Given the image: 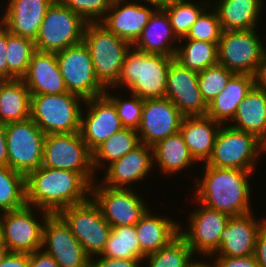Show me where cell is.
Segmentation results:
<instances>
[{"label": "cell", "mask_w": 266, "mask_h": 267, "mask_svg": "<svg viewBox=\"0 0 266 267\" xmlns=\"http://www.w3.org/2000/svg\"><path fill=\"white\" fill-rule=\"evenodd\" d=\"M141 144L137 130L123 128L92 152L94 171L106 168ZM105 165V166H104Z\"/></svg>", "instance_id": "33"}, {"label": "cell", "mask_w": 266, "mask_h": 267, "mask_svg": "<svg viewBox=\"0 0 266 267\" xmlns=\"http://www.w3.org/2000/svg\"><path fill=\"white\" fill-rule=\"evenodd\" d=\"M210 259L213 267H259L254 254L242 257L211 256Z\"/></svg>", "instance_id": "44"}, {"label": "cell", "mask_w": 266, "mask_h": 267, "mask_svg": "<svg viewBox=\"0 0 266 267\" xmlns=\"http://www.w3.org/2000/svg\"><path fill=\"white\" fill-rule=\"evenodd\" d=\"M0 166H8L7 138L4 123H0Z\"/></svg>", "instance_id": "51"}, {"label": "cell", "mask_w": 266, "mask_h": 267, "mask_svg": "<svg viewBox=\"0 0 266 267\" xmlns=\"http://www.w3.org/2000/svg\"><path fill=\"white\" fill-rule=\"evenodd\" d=\"M166 98L184 117L205 116L208 104L202 97L198 72L181 66L173 60L167 74Z\"/></svg>", "instance_id": "19"}, {"label": "cell", "mask_w": 266, "mask_h": 267, "mask_svg": "<svg viewBox=\"0 0 266 267\" xmlns=\"http://www.w3.org/2000/svg\"><path fill=\"white\" fill-rule=\"evenodd\" d=\"M81 114L80 134L87 147L93 152L105 140L124 127L118 117L114 103L105 95L85 99Z\"/></svg>", "instance_id": "17"}, {"label": "cell", "mask_w": 266, "mask_h": 267, "mask_svg": "<svg viewBox=\"0 0 266 267\" xmlns=\"http://www.w3.org/2000/svg\"><path fill=\"white\" fill-rule=\"evenodd\" d=\"M35 50L32 39L13 35L7 30L6 62L8 65V80L22 79L25 76Z\"/></svg>", "instance_id": "38"}, {"label": "cell", "mask_w": 266, "mask_h": 267, "mask_svg": "<svg viewBox=\"0 0 266 267\" xmlns=\"http://www.w3.org/2000/svg\"><path fill=\"white\" fill-rule=\"evenodd\" d=\"M29 267H59L53 257L42 248L29 253Z\"/></svg>", "instance_id": "46"}, {"label": "cell", "mask_w": 266, "mask_h": 267, "mask_svg": "<svg viewBox=\"0 0 266 267\" xmlns=\"http://www.w3.org/2000/svg\"><path fill=\"white\" fill-rule=\"evenodd\" d=\"M95 181L91 185V198L98 205L102 216L112 227L135 226L148 206L135 188H110ZM139 195V196H138Z\"/></svg>", "instance_id": "13"}, {"label": "cell", "mask_w": 266, "mask_h": 267, "mask_svg": "<svg viewBox=\"0 0 266 267\" xmlns=\"http://www.w3.org/2000/svg\"><path fill=\"white\" fill-rule=\"evenodd\" d=\"M42 249L59 267H91V258L58 214H50L44 222Z\"/></svg>", "instance_id": "16"}, {"label": "cell", "mask_w": 266, "mask_h": 267, "mask_svg": "<svg viewBox=\"0 0 266 267\" xmlns=\"http://www.w3.org/2000/svg\"><path fill=\"white\" fill-rule=\"evenodd\" d=\"M83 42L93 61L98 81L107 89L118 81L131 44L116 36L100 22H87Z\"/></svg>", "instance_id": "4"}, {"label": "cell", "mask_w": 266, "mask_h": 267, "mask_svg": "<svg viewBox=\"0 0 266 267\" xmlns=\"http://www.w3.org/2000/svg\"><path fill=\"white\" fill-rule=\"evenodd\" d=\"M257 29L223 31L218 43V64L236 74L254 75L266 53Z\"/></svg>", "instance_id": "12"}, {"label": "cell", "mask_w": 266, "mask_h": 267, "mask_svg": "<svg viewBox=\"0 0 266 267\" xmlns=\"http://www.w3.org/2000/svg\"><path fill=\"white\" fill-rule=\"evenodd\" d=\"M86 22H100L113 0H59Z\"/></svg>", "instance_id": "43"}, {"label": "cell", "mask_w": 266, "mask_h": 267, "mask_svg": "<svg viewBox=\"0 0 266 267\" xmlns=\"http://www.w3.org/2000/svg\"><path fill=\"white\" fill-rule=\"evenodd\" d=\"M195 257L186 240L179 234L168 245L144 257L146 267H187Z\"/></svg>", "instance_id": "39"}, {"label": "cell", "mask_w": 266, "mask_h": 267, "mask_svg": "<svg viewBox=\"0 0 266 267\" xmlns=\"http://www.w3.org/2000/svg\"><path fill=\"white\" fill-rule=\"evenodd\" d=\"M254 86L260 90L266 91V53L263 55L257 69L253 75Z\"/></svg>", "instance_id": "50"}, {"label": "cell", "mask_w": 266, "mask_h": 267, "mask_svg": "<svg viewBox=\"0 0 266 267\" xmlns=\"http://www.w3.org/2000/svg\"><path fill=\"white\" fill-rule=\"evenodd\" d=\"M177 42L179 39L172 30L168 14L163 8H157L132 46L144 53L174 57Z\"/></svg>", "instance_id": "25"}, {"label": "cell", "mask_w": 266, "mask_h": 267, "mask_svg": "<svg viewBox=\"0 0 266 267\" xmlns=\"http://www.w3.org/2000/svg\"><path fill=\"white\" fill-rule=\"evenodd\" d=\"M150 5L136 0H113L100 23L116 36L133 45L149 22L150 16L157 9L155 5L152 7Z\"/></svg>", "instance_id": "20"}, {"label": "cell", "mask_w": 266, "mask_h": 267, "mask_svg": "<svg viewBox=\"0 0 266 267\" xmlns=\"http://www.w3.org/2000/svg\"><path fill=\"white\" fill-rule=\"evenodd\" d=\"M211 10V11H210ZM223 30L217 11L208 7L191 26L187 35L182 39L199 40L208 43H219Z\"/></svg>", "instance_id": "41"}, {"label": "cell", "mask_w": 266, "mask_h": 267, "mask_svg": "<svg viewBox=\"0 0 266 267\" xmlns=\"http://www.w3.org/2000/svg\"><path fill=\"white\" fill-rule=\"evenodd\" d=\"M187 267H213V262L212 261H198V260H194L187 266Z\"/></svg>", "instance_id": "53"}, {"label": "cell", "mask_w": 266, "mask_h": 267, "mask_svg": "<svg viewBox=\"0 0 266 267\" xmlns=\"http://www.w3.org/2000/svg\"><path fill=\"white\" fill-rule=\"evenodd\" d=\"M184 116L168 98L145 99L137 129L141 143L154 146L180 131Z\"/></svg>", "instance_id": "18"}, {"label": "cell", "mask_w": 266, "mask_h": 267, "mask_svg": "<svg viewBox=\"0 0 266 267\" xmlns=\"http://www.w3.org/2000/svg\"><path fill=\"white\" fill-rule=\"evenodd\" d=\"M37 211L42 212L37 214L41 219L36 217ZM49 215V212L27 204L20 209L1 213V241L9 252L33 253L41 249L43 225Z\"/></svg>", "instance_id": "10"}, {"label": "cell", "mask_w": 266, "mask_h": 267, "mask_svg": "<svg viewBox=\"0 0 266 267\" xmlns=\"http://www.w3.org/2000/svg\"><path fill=\"white\" fill-rule=\"evenodd\" d=\"M152 148L154 165L159 166L157 168H160L162 174H177L198 163L191 155L180 131L158 141Z\"/></svg>", "instance_id": "31"}, {"label": "cell", "mask_w": 266, "mask_h": 267, "mask_svg": "<svg viewBox=\"0 0 266 267\" xmlns=\"http://www.w3.org/2000/svg\"><path fill=\"white\" fill-rule=\"evenodd\" d=\"M214 0L223 31L256 29L262 13L263 0ZM259 20V21H258Z\"/></svg>", "instance_id": "29"}, {"label": "cell", "mask_w": 266, "mask_h": 267, "mask_svg": "<svg viewBox=\"0 0 266 267\" xmlns=\"http://www.w3.org/2000/svg\"><path fill=\"white\" fill-rule=\"evenodd\" d=\"M22 80L31 95H55L68 92L54 52L35 50Z\"/></svg>", "instance_id": "24"}, {"label": "cell", "mask_w": 266, "mask_h": 267, "mask_svg": "<svg viewBox=\"0 0 266 267\" xmlns=\"http://www.w3.org/2000/svg\"><path fill=\"white\" fill-rule=\"evenodd\" d=\"M26 203L58 214L62 209L87 201L91 184L78 172L40 166L25 176Z\"/></svg>", "instance_id": "2"}, {"label": "cell", "mask_w": 266, "mask_h": 267, "mask_svg": "<svg viewBox=\"0 0 266 267\" xmlns=\"http://www.w3.org/2000/svg\"><path fill=\"white\" fill-rule=\"evenodd\" d=\"M253 87V75L235 73L229 79L225 89L208 104L206 116L222 125L230 124L239 103Z\"/></svg>", "instance_id": "28"}, {"label": "cell", "mask_w": 266, "mask_h": 267, "mask_svg": "<svg viewBox=\"0 0 266 267\" xmlns=\"http://www.w3.org/2000/svg\"><path fill=\"white\" fill-rule=\"evenodd\" d=\"M7 253H8V249L6 245L2 241H0V262L2 261V259L5 257Z\"/></svg>", "instance_id": "54"}, {"label": "cell", "mask_w": 266, "mask_h": 267, "mask_svg": "<svg viewBox=\"0 0 266 267\" xmlns=\"http://www.w3.org/2000/svg\"><path fill=\"white\" fill-rule=\"evenodd\" d=\"M201 1V2H200ZM178 1L163 7L169 16L172 30L178 39L184 38L199 16L211 6V0Z\"/></svg>", "instance_id": "37"}, {"label": "cell", "mask_w": 266, "mask_h": 267, "mask_svg": "<svg viewBox=\"0 0 266 267\" xmlns=\"http://www.w3.org/2000/svg\"><path fill=\"white\" fill-rule=\"evenodd\" d=\"M266 225V217L257 219L253 212L232 216L220 236V246L212 256L242 257L254 254L256 238Z\"/></svg>", "instance_id": "21"}, {"label": "cell", "mask_w": 266, "mask_h": 267, "mask_svg": "<svg viewBox=\"0 0 266 267\" xmlns=\"http://www.w3.org/2000/svg\"><path fill=\"white\" fill-rule=\"evenodd\" d=\"M153 165V148L141 143L105 168L107 170H104L105 175L101 184L110 188H133L134 183L146 179L148 174L152 173Z\"/></svg>", "instance_id": "22"}, {"label": "cell", "mask_w": 266, "mask_h": 267, "mask_svg": "<svg viewBox=\"0 0 266 267\" xmlns=\"http://www.w3.org/2000/svg\"><path fill=\"white\" fill-rule=\"evenodd\" d=\"M174 57L144 53L133 46L127 51L120 77L112 87L128 89L141 99L165 98L167 74Z\"/></svg>", "instance_id": "3"}, {"label": "cell", "mask_w": 266, "mask_h": 267, "mask_svg": "<svg viewBox=\"0 0 266 267\" xmlns=\"http://www.w3.org/2000/svg\"><path fill=\"white\" fill-rule=\"evenodd\" d=\"M6 47H7V29L0 22V80H8Z\"/></svg>", "instance_id": "48"}, {"label": "cell", "mask_w": 266, "mask_h": 267, "mask_svg": "<svg viewBox=\"0 0 266 267\" xmlns=\"http://www.w3.org/2000/svg\"><path fill=\"white\" fill-rule=\"evenodd\" d=\"M87 22L71 9L55 0L42 21L35 49L42 52H59L83 41Z\"/></svg>", "instance_id": "8"}, {"label": "cell", "mask_w": 266, "mask_h": 267, "mask_svg": "<svg viewBox=\"0 0 266 267\" xmlns=\"http://www.w3.org/2000/svg\"><path fill=\"white\" fill-rule=\"evenodd\" d=\"M230 127L252 133L266 144V91L255 86L239 103Z\"/></svg>", "instance_id": "30"}, {"label": "cell", "mask_w": 266, "mask_h": 267, "mask_svg": "<svg viewBox=\"0 0 266 267\" xmlns=\"http://www.w3.org/2000/svg\"><path fill=\"white\" fill-rule=\"evenodd\" d=\"M235 73L226 67L216 64L198 72V84L203 99L209 104L226 87Z\"/></svg>", "instance_id": "40"}, {"label": "cell", "mask_w": 266, "mask_h": 267, "mask_svg": "<svg viewBox=\"0 0 266 267\" xmlns=\"http://www.w3.org/2000/svg\"><path fill=\"white\" fill-rule=\"evenodd\" d=\"M95 257L96 259H91V267H143L144 263V260L141 259H117L101 255Z\"/></svg>", "instance_id": "45"}, {"label": "cell", "mask_w": 266, "mask_h": 267, "mask_svg": "<svg viewBox=\"0 0 266 267\" xmlns=\"http://www.w3.org/2000/svg\"><path fill=\"white\" fill-rule=\"evenodd\" d=\"M201 166L203 174L195 179V201L230 217L252 212L248 179L255 170L217 168L206 163Z\"/></svg>", "instance_id": "1"}, {"label": "cell", "mask_w": 266, "mask_h": 267, "mask_svg": "<svg viewBox=\"0 0 266 267\" xmlns=\"http://www.w3.org/2000/svg\"><path fill=\"white\" fill-rule=\"evenodd\" d=\"M102 257L117 259H141L146 256L140 249L135 226L112 227Z\"/></svg>", "instance_id": "35"}, {"label": "cell", "mask_w": 266, "mask_h": 267, "mask_svg": "<svg viewBox=\"0 0 266 267\" xmlns=\"http://www.w3.org/2000/svg\"><path fill=\"white\" fill-rule=\"evenodd\" d=\"M266 144L256 135L221 125L207 165L225 169L255 170Z\"/></svg>", "instance_id": "6"}, {"label": "cell", "mask_w": 266, "mask_h": 267, "mask_svg": "<svg viewBox=\"0 0 266 267\" xmlns=\"http://www.w3.org/2000/svg\"><path fill=\"white\" fill-rule=\"evenodd\" d=\"M175 220L154 215L149 208L146 210L135 225L140 249L145 255L157 252L180 234V223Z\"/></svg>", "instance_id": "27"}, {"label": "cell", "mask_w": 266, "mask_h": 267, "mask_svg": "<svg viewBox=\"0 0 266 267\" xmlns=\"http://www.w3.org/2000/svg\"><path fill=\"white\" fill-rule=\"evenodd\" d=\"M43 167L80 173L91 185L97 180L92 152L80 132L47 134L43 144Z\"/></svg>", "instance_id": "7"}, {"label": "cell", "mask_w": 266, "mask_h": 267, "mask_svg": "<svg viewBox=\"0 0 266 267\" xmlns=\"http://www.w3.org/2000/svg\"><path fill=\"white\" fill-rule=\"evenodd\" d=\"M81 103L85 99L70 92L31 95L30 118L46 135L80 132Z\"/></svg>", "instance_id": "5"}, {"label": "cell", "mask_w": 266, "mask_h": 267, "mask_svg": "<svg viewBox=\"0 0 266 267\" xmlns=\"http://www.w3.org/2000/svg\"><path fill=\"white\" fill-rule=\"evenodd\" d=\"M201 204V205H200ZM190 214L188 228L183 229L180 224V235L186 240L194 254L211 257L220 246L221 232L225 228L230 216L197 202ZM185 230V231H184Z\"/></svg>", "instance_id": "15"}, {"label": "cell", "mask_w": 266, "mask_h": 267, "mask_svg": "<svg viewBox=\"0 0 266 267\" xmlns=\"http://www.w3.org/2000/svg\"><path fill=\"white\" fill-rule=\"evenodd\" d=\"M109 89L107 88L104 94L114 103L123 127L137 130L141 122L144 100L132 93H129L132 98L121 99L118 95L113 96L112 92L110 94Z\"/></svg>", "instance_id": "42"}, {"label": "cell", "mask_w": 266, "mask_h": 267, "mask_svg": "<svg viewBox=\"0 0 266 267\" xmlns=\"http://www.w3.org/2000/svg\"><path fill=\"white\" fill-rule=\"evenodd\" d=\"M0 241H1V224H0Z\"/></svg>", "instance_id": "55"}, {"label": "cell", "mask_w": 266, "mask_h": 267, "mask_svg": "<svg viewBox=\"0 0 266 267\" xmlns=\"http://www.w3.org/2000/svg\"><path fill=\"white\" fill-rule=\"evenodd\" d=\"M0 267H29V253L8 251L0 262Z\"/></svg>", "instance_id": "47"}, {"label": "cell", "mask_w": 266, "mask_h": 267, "mask_svg": "<svg viewBox=\"0 0 266 267\" xmlns=\"http://www.w3.org/2000/svg\"><path fill=\"white\" fill-rule=\"evenodd\" d=\"M136 1H140L146 4H151V5H155L157 8H163L166 5L178 2V1H183V0H136Z\"/></svg>", "instance_id": "52"}, {"label": "cell", "mask_w": 266, "mask_h": 267, "mask_svg": "<svg viewBox=\"0 0 266 267\" xmlns=\"http://www.w3.org/2000/svg\"><path fill=\"white\" fill-rule=\"evenodd\" d=\"M55 0H8L1 24L13 35L35 41L49 7Z\"/></svg>", "instance_id": "23"}, {"label": "cell", "mask_w": 266, "mask_h": 267, "mask_svg": "<svg viewBox=\"0 0 266 267\" xmlns=\"http://www.w3.org/2000/svg\"><path fill=\"white\" fill-rule=\"evenodd\" d=\"M25 175L0 166V213L17 210L26 205Z\"/></svg>", "instance_id": "36"}, {"label": "cell", "mask_w": 266, "mask_h": 267, "mask_svg": "<svg viewBox=\"0 0 266 267\" xmlns=\"http://www.w3.org/2000/svg\"><path fill=\"white\" fill-rule=\"evenodd\" d=\"M30 116L31 94L23 80H0V123L24 121Z\"/></svg>", "instance_id": "32"}, {"label": "cell", "mask_w": 266, "mask_h": 267, "mask_svg": "<svg viewBox=\"0 0 266 267\" xmlns=\"http://www.w3.org/2000/svg\"><path fill=\"white\" fill-rule=\"evenodd\" d=\"M221 123L208 116L184 117L180 133L193 158L206 163L211 157Z\"/></svg>", "instance_id": "26"}, {"label": "cell", "mask_w": 266, "mask_h": 267, "mask_svg": "<svg viewBox=\"0 0 266 267\" xmlns=\"http://www.w3.org/2000/svg\"><path fill=\"white\" fill-rule=\"evenodd\" d=\"M58 215L70 227L91 259L103 252L112 228L91 197L85 202L62 209Z\"/></svg>", "instance_id": "9"}, {"label": "cell", "mask_w": 266, "mask_h": 267, "mask_svg": "<svg viewBox=\"0 0 266 267\" xmlns=\"http://www.w3.org/2000/svg\"><path fill=\"white\" fill-rule=\"evenodd\" d=\"M67 91L89 99L103 95L106 88L98 81L90 52L82 41L56 52Z\"/></svg>", "instance_id": "14"}, {"label": "cell", "mask_w": 266, "mask_h": 267, "mask_svg": "<svg viewBox=\"0 0 266 267\" xmlns=\"http://www.w3.org/2000/svg\"><path fill=\"white\" fill-rule=\"evenodd\" d=\"M8 166L23 175L38 169L46 134L31 119L5 124Z\"/></svg>", "instance_id": "11"}, {"label": "cell", "mask_w": 266, "mask_h": 267, "mask_svg": "<svg viewBox=\"0 0 266 267\" xmlns=\"http://www.w3.org/2000/svg\"><path fill=\"white\" fill-rule=\"evenodd\" d=\"M179 42L182 46L177 47L174 60L181 66L201 72L218 64V43L190 39H179Z\"/></svg>", "instance_id": "34"}, {"label": "cell", "mask_w": 266, "mask_h": 267, "mask_svg": "<svg viewBox=\"0 0 266 267\" xmlns=\"http://www.w3.org/2000/svg\"><path fill=\"white\" fill-rule=\"evenodd\" d=\"M254 256L259 267H266V225L256 238Z\"/></svg>", "instance_id": "49"}]
</instances>
